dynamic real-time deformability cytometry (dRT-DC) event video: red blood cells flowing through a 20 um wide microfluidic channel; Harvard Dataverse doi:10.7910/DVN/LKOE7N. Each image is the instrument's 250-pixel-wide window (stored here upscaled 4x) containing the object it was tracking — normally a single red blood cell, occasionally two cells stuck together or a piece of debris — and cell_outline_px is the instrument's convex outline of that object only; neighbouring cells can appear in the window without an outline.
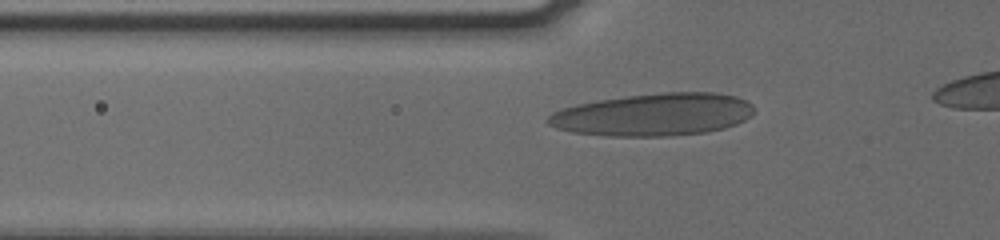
{"species": "human", "species_latin": "Homo sapiens", "temperature_condition": "cold", "stored_images_in_passage": 36, "camera_frame_rate_fps": 3000, "um_per_image_px": 0.085, "donor": {"sex": "male"}, "frame": {"image": 1, "passage_image": 6, "time_ms": 1.667, "image_size_px": [1000, 240], "cell_outline_px": [[756, 112], [744, 120], [736, 124], [724, 128], [708, 132], [668, 136], [604, 136], [572, 132], [556, 128], [548, 124], [544, 120], [552, 112], [576, 104], [624, 96], [664, 92], [716, 92], [736, 96], [752, 104], [756, 108]], "centroid_in_image_um": [55.56, 9.74], "position_along_channel_um": 70.2, "area_um2": 51.44}}
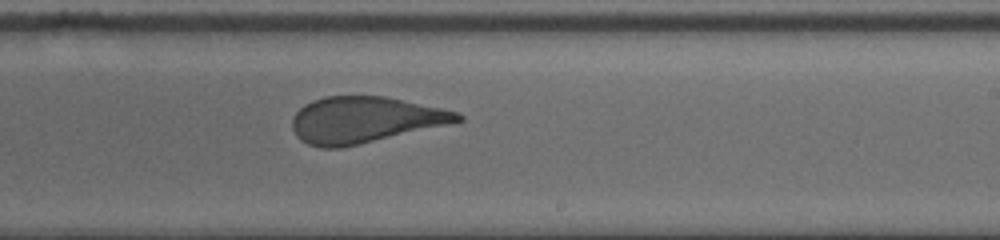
{"frame": {"image": 2, "passage_image": 21, "time_ms": 6.667, "image_size_px": [1000, 240], "cell_outline_px": [[464, 120], [448, 124], [360, 144], [340, 148], [320, 148], [308, 144], [300, 140], [296, 136], [292, 128], [292, 120], [296, 112], [304, 104], [312, 100], [324, 96], [384, 96], [460, 112], [464, 116]], "centroid_in_image_um": [30.97, 10.19], "position_along_channel_um": 258.0, "area_um2": 44.45}}
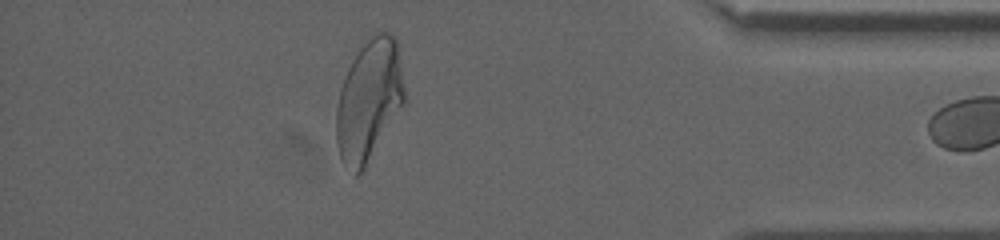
{"frame": {"image": 3, "passage_image": 35, "time_ms": 11.333, "image_size_px": [1000, 240], "cell_outline_px": [[408, 100], [364, 168], [356, 176], [340, 160], [336, 144], [336, 108], [340, 88], [344, 76], [352, 60], [360, 48], [376, 32], [388, 32], [396, 36]], "centroid_in_image_um": [31.39, 8.52], "position_along_channel_um": 403.8, "area_um2": 48.84}}